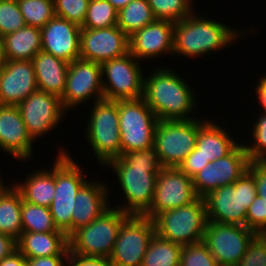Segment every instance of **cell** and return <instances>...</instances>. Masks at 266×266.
<instances>
[{"instance_id":"obj_1","label":"cell","mask_w":266,"mask_h":266,"mask_svg":"<svg viewBox=\"0 0 266 266\" xmlns=\"http://www.w3.org/2000/svg\"><path fill=\"white\" fill-rule=\"evenodd\" d=\"M105 167L113 169L125 198L124 204L114 207L130 215H143L153 201L157 175L163 168L154 146L126 152L102 169Z\"/></svg>"},{"instance_id":"obj_2","label":"cell","mask_w":266,"mask_h":266,"mask_svg":"<svg viewBox=\"0 0 266 266\" xmlns=\"http://www.w3.org/2000/svg\"><path fill=\"white\" fill-rule=\"evenodd\" d=\"M167 67L159 66L144 75L142 98L158 120L197 119V115L194 116L198 106L195 89L182 75Z\"/></svg>"},{"instance_id":"obj_3","label":"cell","mask_w":266,"mask_h":266,"mask_svg":"<svg viewBox=\"0 0 266 266\" xmlns=\"http://www.w3.org/2000/svg\"><path fill=\"white\" fill-rule=\"evenodd\" d=\"M196 12L198 14H196ZM194 11L190 16L174 25L173 55L194 59L216 54L247 34V30L225 25ZM231 27V28H230ZM246 33V34H245ZM243 35V36H242ZM239 39V40H238ZM234 42V43H233ZM214 52V53H212Z\"/></svg>"},{"instance_id":"obj_4","label":"cell","mask_w":266,"mask_h":266,"mask_svg":"<svg viewBox=\"0 0 266 266\" xmlns=\"http://www.w3.org/2000/svg\"><path fill=\"white\" fill-rule=\"evenodd\" d=\"M64 148L61 147L55 156V195L49 208L57 228L69 237L72 234L75 198L89 178L85 177L87 174L82 166Z\"/></svg>"},{"instance_id":"obj_5","label":"cell","mask_w":266,"mask_h":266,"mask_svg":"<svg viewBox=\"0 0 266 266\" xmlns=\"http://www.w3.org/2000/svg\"><path fill=\"white\" fill-rule=\"evenodd\" d=\"M256 196L255 177L247 170L233 184L221 186L203 198L207 221L246 226L247 209Z\"/></svg>"},{"instance_id":"obj_6","label":"cell","mask_w":266,"mask_h":266,"mask_svg":"<svg viewBox=\"0 0 266 266\" xmlns=\"http://www.w3.org/2000/svg\"><path fill=\"white\" fill-rule=\"evenodd\" d=\"M91 104L84 135L95 159L104 167L112 159L122 156L118 100L102 99Z\"/></svg>"},{"instance_id":"obj_7","label":"cell","mask_w":266,"mask_h":266,"mask_svg":"<svg viewBox=\"0 0 266 266\" xmlns=\"http://www.w3.org/2000/svg\"><path fill=\"white\" fill-rule=\"evenodd\" d=\"M130 214L110 206L88 225L75 230L69 237V254L108 259L123 222Z\"/></svg>"},{"instance_id":"obj_8","label":"cell","mask_w":266,"mask_h":266,"mask_svg":"<svg viewBox=\"0 0 266 266\" xmlns=\"http://www.w3.org/2000/svg\"><path fill=\"white\" fill-rule=\"evenodd\" d=\"M155 233L163 239L181 246L203 241L207 224L204 199L198 197L192 203L167 210L153 219Z\"/></svg>"},{"instance_id":"obj_9","label":"cell","mask_w":266,"mask_h":266,"mask_svg":"<svg viewBox=\"0 0 266 266\" xmlns=\"http://www.w3.org/2000/svg\"><path fill=\"white\" fill-rule=\"evenodd\" d=\"M159 120L154 132V148L162 167H179L195 148L199 127L207 120Z\"/></svg>"},{"instance_id":"obj_10","label":"cell","mask_w":266,"mask_h":266,"mask_svg":"<svg viewBox=\"0 0 266 266\" xmlns=\"http://www.w3.org/2000/svg\"><path fill=\"white\" fill-rule=\"evenodd\" d=\"M122 155L154 146L158 118L143 98L118 100Z\"/></svg>"},{"instance_id":"obj_11","label":"cell","mask_w":266,"mask_h":266,"mask_svg":"<svg viewBox=\"0 0 266 266\" xmlns=\"http://www.w3.org/2000/svg\"><path fill=\"white\" fill-rule=\"evenodd\" d=\"M133 55L101 64L103 95L106 100H128L143 97L145 71Z\"/></svg>"},{"instance_id":"obj_12","label":"cell","mask_w":266,"mask_h":266,"mask_svg":"<svg viewBox=\"0 0 266 266\" xmlns=\"http://www.w3.org/2000/svg\"><path fill=\"white\" fill-rule=\"evenodd\" d=\"M154 235L152 219L143 215H130L120 227L113 252L108 258L109 265L141 266Z\"/></svg>"},{"instance_id":"obj_13","label":"cell","mask_w":266,"mask_h":266,"mask_svg":"<svg viewBox=\"0 0 266 266\" xmlns=\"http://www.w3.org/2000/svg\"><path fill=\"white\" fill-rule=\"evenodd\" d=\"M256 235L246 226L207 221L203 242L219 266H235Z\"/></svg>"},{"instance_id":"obj_14","label":"cell","mask_w":266,"mask_h":266,"mask_svg":"<svg viewBox=\"0 0 266 266\" xmlns=\"http://www.w3.org/2000/svg\"><path fill=\"white\" fill-rule=\"evenodd\" d=\"M17 107L29 136L36 143L44 135H48L55 128H59L63 118L68 114L62 105L61 98L40 90L31 93Z\"/></svg>"},{"instance_id":"obj_15","label":"cell","mask_w":266,"mask_h":266,"mask_svg":"<svg viewBox=\"0 0 266 266\" xmlns=\"http://www.w3.org/2000/svg\"><path fill=\"white\" fill-rule=\"evenodd\" d=\"M90 99H104L101 64L78 58L69 63L61 102L67 112H72Z\"/></svg>"},{"instance_id":"obj_16","label":"cell","mask_w":266,"mask_h":266,"mask_svg":"<svg viewBox=\"0 0 266 266\" xmlns=\"http://www.w3.org/2000/svg\"><path fill=\"white\" fill-rule=\"evenodd\" d=\"M197 198L192 178L178 167H163L157 175L153 201L143 216L153 219L167 210L188 205Z\"/></svg>"},{"instance_id":"obj_17","label":"cell","mask_w":266,"mask_h":266,"mask_svg":"<svg viewBox=\"0 0 266 266\" xmlns=\"http://www.w3.org/2000/svg\"><path fill=\"white\" fill-rule=\"evenodd\" d=\"M249 164L248 154L240 141L230 154L209 162L192 178L197 196L204 198L221 186L233 184L248 170Z\"/></svg>"},{"instance_id":"obj_18","label":"cell","mask_w":266,"mask_h":266,"mask_svg":"<svg viewBox=\"0 0 266 266\" xmlns=\"http://www.w3.org/2000/svg\"><path fill=\"white\" fill-rule=\"evenodd\" d=\"M80 58L102 64L129 53V37L116 25L80 30Z\"/></svg>"},{"instance_id":"obj_19","label":"cell","mask_w":266,"mask_h":266,"mask_svg":"<svg viewBox=\"0 0 266 266\" xmlns=\"http://www.w3.org/2000/svg\"><path fill=\"white\" fill-rule=\"evenodd\" d=\"M175 23L155 20L129 36V53L138 61L146 62L173 55ZM158 57V58H157Z\"/></svg>"},{"instance_id":"obj_20","label":"cell","mask_w":266,"mask_h":266,"mask_svg":"<svg viewBox=\"0 0 266 266\" xmlns=\"http://www.w3.org/2000/svg\"><path fill=\"white\" fill-rule=\"evenodd\" d=\"M33 145L17 105H0V149L24 162L33 159Z\"/></svg>"},{"instance_id":"obj_21","label":"cell","mask_w":266,"mask_h":266,"mask_svg":"<svg viewBox=\"0 0 266 266\" xmlns=\"http://www.w3.org/2000/svg\"><path fill=\"white\" fill-rule=\"evenodd\" d=\"M37 90L32 60H6L0 67V105H18Z\"/></svg>"},{"instance_id":"obj_22","label":"cell","mask_w":266,"mask_h":266,"mask_svg":"<svg viewBox=\"0 0 266 266\" xmlns=\"http://www.w3.org/2000/svg\"><path fill=\"white\" fill-rule=\"evenodd\" d=\"M80 30L81 26L55 15L41 29V51L73 62L80 58Z\"/></svg>"},{"instance_id":"obj_23","label":"cell","mask_w":266,"mask_h":266,"mask_svg":"<svg viewBox=\"0 0 266 266\" xmlns=\"http://www.w3.org/2000/svg\"><path fill=\"white\" fill-rule=\"evenodd\" d=\"M111 186L100 181H90L81 187L75 198L72 214V233L99 217L111 205ZM111 191V192H110Z\"/></svg>"},{"instance_id":"obj_24","label":"cell","mask_w":266,"mask_h":266,"mask_svg":"<svg viewBox=\"0 0 266 266\" xmlns=\"http://www.w3.org/2000/svg\"><path fill=\"white\" fill-rule=\"evenodd\" d=\"M223 126L208 118L198 129L195 147L209 162L225 157L240 144Z\"/></svg>"},{"instance_id":"obj_25","label":"cell","mask_w":266,"mask_h":266,"mask_svg":"<svg viewBox=\"0 0 266 266\" xmlns=\"http://www.w3.org/2000/svg\"><path fill=\"white\" fill-rule=\"evenodd\" d=\"M17 250L25 258L69 255L68 236L63 231L22 232Z\"/></svg>"},{"instance_id":"obj_26","label":"cell","mask_w":266,"mask_h":266,"mask_svg":"<svg viewBox=\"0 0 266 266\" xmlns=\"http://www.w3.org/2000/svg\"><path fill=\"white\" fill-rule=\"evenodd\" d=\"M38 90L61 98L66 87L69 63L39 51L32 59Z\"/></svg>"},{"instance_id":"obj_27","label":"cell","mask_w":266,"mask_h":266,"mask_svg":"<svg viewBox=\"0 0 266 266\" xmlns=\"http://www.w3.org/2000/svg\"><path fill=\"white\" fill-rule=\"evenodd\" d=\"M53 162L51 169L36 168L22 179L23 182L12 183L21 193L23 201L47 208L51 206L55 195V160Z\"/></svg>"},{"instance_id":"obj_28","label":"cell","mask_w":266,"mask_h":266,"mask_svg":"<svg viewBox=\"0 0 266 266\" xmlns=\"http://www.w3.org/2000/svg\"><path fill=\"white\" fill-rule=\"evenodd\" d=\"M6 60H32L41 51V29L34 26L23 28L2 37Z\"/></svg>"},{"instance_id":"obj_29","label":"cell","mask_w":266,"mask_h":266,"mask_svg":"<svg viewBox=\"0 0 266 266\" xmlns=\"http://www.w3.org/2000/svg\"><path fill=\"white\" fill-rule=\"evenodd\" d=\"M11 183V184H10ZM0 184V233L18 240L22 234V195L10 182Z\"/></svg>"},{"instance_id":"obj_30","label":"cell","mask_w":266,"mask_h":266,"mask_svg":"<svg viewBox=\"0 0 266 266\" xmlns=\"http://www.w3.org/2000/svg\"><path fill=\"white\" fill-rule=\"evenodd\" d=\"M155 20L147 0H132L118 11L117 26L129 37Z\"/></svg>"},{"instance_id":"obj_31","label":"cell","mask_w":266,"mask_h":266,"mask_svg":"<svg viewBox=\"0 0 266 266\" xmlns=\"http://www.w3.org/2000/svg\"><path fill=\"white\" fill-rule=\"evenodd\" d=\"M182 246L170 240L152 237L141 266H180Z\"/></svg>"},{"instance_id":"obj_32","label":"cell","mask_w":266,"mask_h":266,"mask_svg":"<svg viewBox=\"0 0 266 266\" xmlns=\"http://www.w3.org/2000/svg\"><path fill=\"white\" fill-rule=\"evenodd\" d=\"M21 219L23 232L61 231L52 218L50 208L31 204L22 200Z\"/></svg>"},{"instance_id":"obj_33","label":"cell","mask_w":266,"mask_h":266,"mask_svg":"<svg viewBox=\"0 0 266 266\" xmlns=\"http://www.w3.org/2000/svg\"><path fill=\"white\" fill-rule=\"evenodd\" d=\"M118 10L108 0H89L86 17L81 28L102 29L116 26Z\"/></svg>"},{"instance_id":"obj_34","label":"cell","mask_w":266,"mask_h":266,"mask_svg":"<svg viewBox=\"0 0 266 266\" xmlns=\"http://www.w3.org/2000/svg\"><path fill=\"white\" fill-rule=\"evenodd\" d=\"M156 20L174 23L190 16L194 10V0H147ZM194 6H193V5Z\"/></svg>"},{"instance_id":"obj_35","label":"cell","mask_w":266,"mask_h":266,"mask_svg":"<svg viewBox=\"0 0 266 266\" xmlns=\"http://www.w3.org/2000/svg\"><path fill=\"white\" fill-rule=\"evenodd\" d=\"M26 25L42 29L54 16V0H17Z\"/></svg>"},{"instance_id":"obj_36","label":"cell","mask_w":266,"mask_h":266,"mask_svg":"<svg viewBox=\"0 0 266 266\" xmlns=\"http://www.w3.org/2000/svg\"><path fill=\"white\" fill-rule=\"evenodd\" d=\"M254 120L251 140L243 145L250 162H266V114L259 113Z\"/></svg>"},{"instance_id":"obj_37","label":"cell","mask_w":266,"mask_h":266,"mask_svg":"<svg viewBox=\"0 0 266 266\" xmlns=\"http://www.w3.org/2000/svg\"><path fill=\"white\" fill-rule=\"evenodd\" d=\"M26 26L17 0H0V36L15 32Z\"/></svg>"},{"instance_id":"obj_38","label":"cell","mask_w":266,"mask_h":266,"mask_svg":"<svg viewBox=\"0 0 266 266\" xmlns=\"http://www.w3.org/2000/svg\"><path fill=\"white\" fill-rule=\"evenodd\" d=\"M180 266H219L203 241L182 246Z\"/></svg>"},{"instance_id":"obj_39","label":"cell","mask_w":266,"mask_h":266,"mask_svg":"<svg viewBox=\"0 0 266 266\" xmlns=\"http://www.w3.org/2000/svg\"><path fill=\"white\" fill-rule=\"evenodd\" d=\"M88 4L89 0H54L55 15L82 26Z\"/></svg>"},{"instance_id":"obj_40","label":"cell","mask_w":266,"mask_h":266,"mask_svg":"<svg viewBox=\"0 0 266 266\" xmlns=\"http://www.w3.org/2000/svg\"><path fill=\"white\" fill-rule=\"evenodd\" d=\"M235 266H266V234H257Z\"/></svg>"},{"instance_id":"obj_41","label":"cell","mask_w":266,"mask_h":266,"mask_svg":"<svg viewBox=\"0 0 266 266\" xmlns=\"http://www.w3.org/2000/svg\"><path fill=\"white\" fill-rule=\"evenodd\" d=\"M246 227L257 234H266V203L258 195L247 209Z\"/></svg>"},{"instance_id":"obj_42","label":"cell","mask_w":266,"mask_h":266,"mask_svg":"<svg viewBox=\"0 0 266 266\" xmlns=\"http://www.w3.org/2000/svg\"><path fill=\"white\" fill-rule=\"evenodd\" d=\"M208 163L209 161L201 156L195 147L178 168L188 177L193 178Z\"/></svg>"},{"instance_id":"obj_43","label":"cell","mask_w":266,"mask_h":266,"mask_svg":"<svg viewBox=\"0 0 266 266\" xmlns=\"http://www.w3.org/2000/svg\"><path fill=\"white\" fill-rule=\"evenodd\" d=\"M248 171L255 177L257 195L266 203V162H250Z\"/></svg>"},{"instance_id":"obj_44","label":"cell","mask_w":266,"mask_h":266,"mask_svg":"<svg viewBox=\"0 0 266 266\" xmlns=\"http://www.w3.org/2000/svg\"><path fill=\"white\" fill-rule=\"evenodd\" d=\"M69 255L26 258V266H68ZM66 264V265H65Z\"/></svg>"},{"instance_id":"obj_45","label":"cell","mask_w":266,"mask_h":266,"mask_svg":"<svg viewBox=\"0 0 266 266\" xmlns=\"http://www.w3.org/2000/svg\"><path fill=\"white\" fill-rule=\"evenodd\" d=\"M68 266H110L108 259L69 254Z\"/></svg>"},{"instance_id":"obj_46","label":"cell","mask_w":266,"mask_h":266,"mask_svg":"<svg viewBox=\"0 0 266 266\" xmlns=\"http://www.w3.org/2000/svg\"><path fill=\"white\" fill-rule=\"evenodd\" d=\"M17 250V240L13 237L0 233V261L10 256Z\"/></svg>"},{"instance_id":"obj_47","label":"cell","mask_w":266,"mask_h":266,"mask_svg":"<svg viewBox=\"0 0 266 266\" xmlns=\"http://www.w3.org/2000/svg\"><path fill=\"white\" fill-rule=\"evenodd\" d=\"M261 77L257 80V85L255 89L256 99L258 101V105H260V113L266 114V73L260 74ZM260 103V104H259ZM263 108V109H262Z\"/></svg>"},{"instance_id":"obj_48","label":"cell","mask_w":266,"mask_h":266,"mask_svg":"<svg viewBox=\"0 0 266 266\" xmlns=\"http://www.w3.org/2000/svg\"><path fill=\"white\" fill-rule=\"evenodd\" d=\"M0 266H26V258L16 250L10 256L1 260Z\"/></svg>"},{"instance_id":"obj_49","label":"cell","mask_w":266,"mask_h":266,"mask_svg":"<svg viewBox=\"0 0 266 266\" xmlns=\"http://www.w3.org/2000/svg\"><path fill=\"white\" fill-rule=\"evenodd\" d=\"M116 10L124 8L132 0H108Z\"/></svg>"},{"instance_id":"obj_50","label":"cell","mask_w":266,"mask_h":266,"mask_svg":"<svg viewBox=\"0 0 266 266\" xmlns=\"http://www.w3.org/2000/svg\"><path fill=\"white\" fill-rule=\"evenodd\" d=\"M6 62L5 54H4V46L3 39L0 36V67Z\"/></svg>"},{"instance_id":"obj_51","label":"cell","mask_w":266,"mask_h":266,"mask_svg":"<svg viewBox=\"0 0 266 266\" xmlns=\"http://www.w3.org/2000/svg\"><path fill=\"white\" fill-rule=\"evenodd\" d=\"M0 175H1V173H0ZM3 182V179L0 177V184Z\"/></svg>"}]
</instances>
